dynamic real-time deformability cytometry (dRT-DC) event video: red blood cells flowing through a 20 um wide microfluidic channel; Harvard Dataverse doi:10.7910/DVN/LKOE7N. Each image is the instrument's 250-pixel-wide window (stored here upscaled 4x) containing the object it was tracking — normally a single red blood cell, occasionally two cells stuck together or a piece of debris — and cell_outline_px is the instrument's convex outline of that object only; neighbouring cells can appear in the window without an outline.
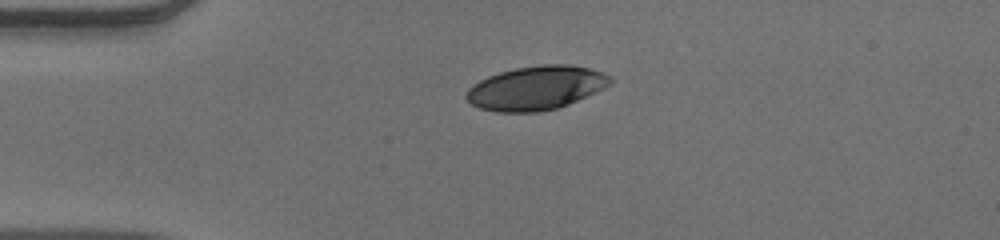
{"species": "human", "species_latin": "Homo sapiens", "temperature_condition": "warm", "stored_images_in_passage": 41, "camera_frame_rate_fps": 3000, "um_per_image_px": 0.085, "donor": {"sex": "male"}, "frame": {"image": 1, "passage_image": 1, "time_ms": 0.0, "image_size_px": [1000, 240], "cell_outline_px": [[612, 84], [604, 88], [568, 104], [556, 108], [540, 112], [496, 112], [480, 108], [472, 104], [464, 96], [468, 88], [472, 84], [488, 76], [500, 72], [516, 68], [544, 64], [568, 64], [588, 68], [612, 76]], "centroid_in_image_um": [45.55, 7.48], "position_along_channel_um": 39.4, "area_um2": 36.7}}
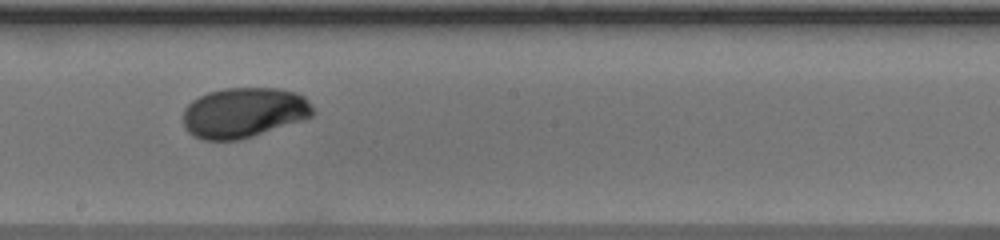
{"frame": {"image": 2, "passage_image": 18, "time_ms": 5.667, "image_size_px": [1000, 240], "cell_outline_px": [[316, 112], [312, 116], [304, 120], [240, 140], [204, 140], [192, 136], [184, 128], [184, 108], [192, 100], [208, 92], [224, 88], [280, 88], [296, 92], [304, 96]], "centroid_in_image_um": [20.73, 9.57], "position_along_channel_um": 227.5, "area_um2": 38.26}}
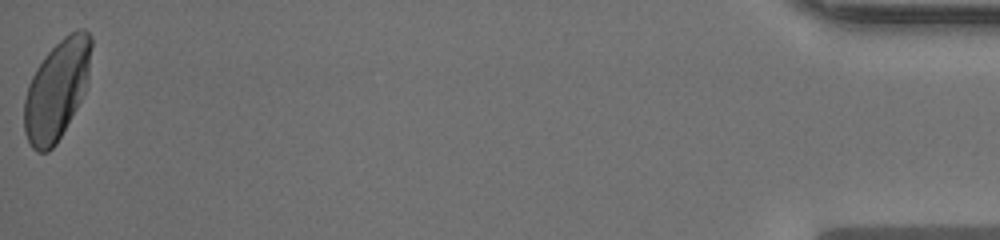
{"frame": {"image": 3, "passage_image": 41, "time_ms": 13.333, "image_size_px": [1000, 240], "cell_outline_px": [[92, 44], [88, 76], [84, 92], [76, 108], [56, 144], [48, 152], [36, 152], [32, 148], [24, 132], [24, 100], [28, 84], [36, 68], [44, 56], [64, 36], [76, 28], [84, 28], [92, 36]], "centroid_in_image_um": [4.82, 7.61], "position_along_channel_um": 430.4, "area_um2": 38.78}, "authors_computed_cell_mechanics": {"area_um2": 37.6278, "velocity_mm_per_s": 3.9017, "shape_relaxation_time_tau1_ms": 3.4161, "shape_relaxation_time_tau2_ms": 0.872, "deformation_change_tau1": 0.1525, "deformation_change_tau2": 0.027}}